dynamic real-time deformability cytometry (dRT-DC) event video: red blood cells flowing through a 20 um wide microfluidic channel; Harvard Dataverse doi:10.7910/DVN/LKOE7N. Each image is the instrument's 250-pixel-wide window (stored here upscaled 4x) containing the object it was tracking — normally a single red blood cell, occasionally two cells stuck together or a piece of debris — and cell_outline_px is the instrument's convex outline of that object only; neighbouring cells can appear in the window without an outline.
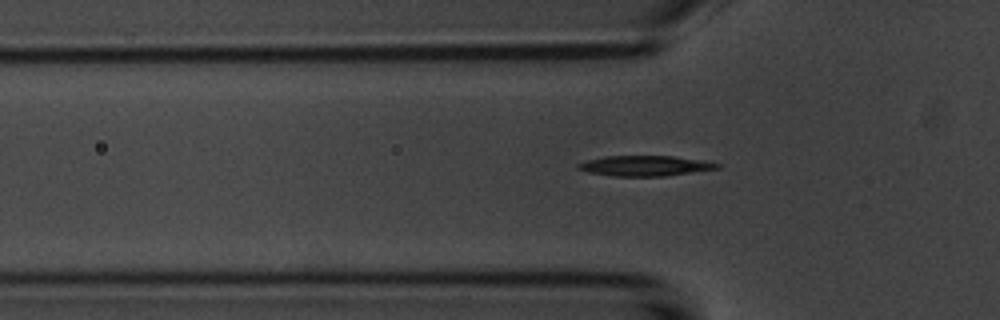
{"species": "common noctule bat (a hibernating species)", "species_latin": "Nyctalus noctula", "temperature_condition": "room temperature", "stored_images_in_passage": 42, "camera_frame_rate_fps": 3000, "um_per_image_px": 0.085, "animal": {"sex": "male", "body_mass_g": 20.1, "forearm_length_mm": 53.5}, "frame": {"image": 1, "passage_image": 6, "time_ms": 1.667, "image_size_px": [1000, 320], "cell_outline_px": [[720, 168], [664, 176], [612, 176], [588, 172], [576, 168], [576, 164], [588, 160], [604, 156], [672, 156], [704, 160], [720, 164]], "centroid_in_image_um": [54.81, 14.09], "position_along_channel_um": 71.0, "area_um2": 16.42}}
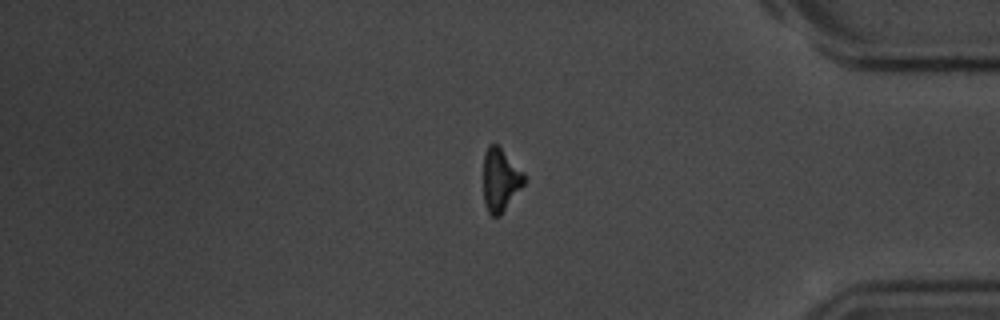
{"frame": {"image": 2, "passage_image": 34, "time_ms": 11.0, "image_size_px": [1000, 320], "cell_outline_px": [[524, 184], [500, 216], [492, 216], [488, 212], [484, 204], [484, 152], [488, 144], [496, 144], [524, 172]], "centroid_in_image_um": [42.52, 15.3], "position_along_channel_um": 392.7, "area_um2": 14.8}}
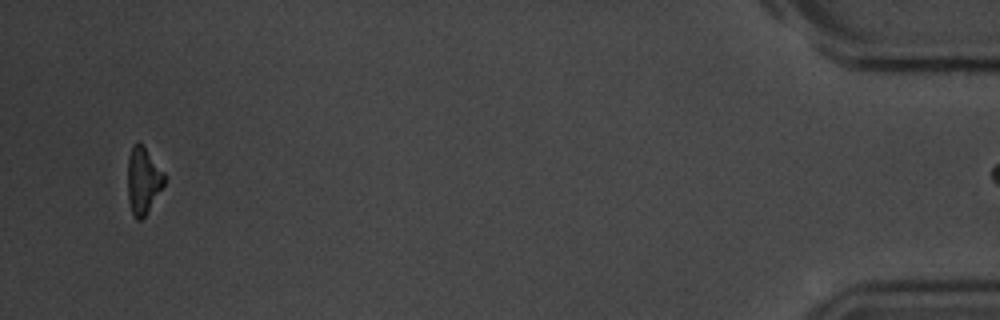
{"frame": {"image": 3, "passage_image": 41, "time_ms": 13.333, "image_size_px": [1000, 320], "cell_outline_px": [[164, 184], [144, 216], [140, 220], [136, 220], [132, 216], [128, 200], [128, 156], [132, 144], [136, 140], [140, 140], [164, 172]], "centroid_in_image_um": [12.13, 15.28], "position_along_channel_um": 423.1, "area_um2": 14.33}}